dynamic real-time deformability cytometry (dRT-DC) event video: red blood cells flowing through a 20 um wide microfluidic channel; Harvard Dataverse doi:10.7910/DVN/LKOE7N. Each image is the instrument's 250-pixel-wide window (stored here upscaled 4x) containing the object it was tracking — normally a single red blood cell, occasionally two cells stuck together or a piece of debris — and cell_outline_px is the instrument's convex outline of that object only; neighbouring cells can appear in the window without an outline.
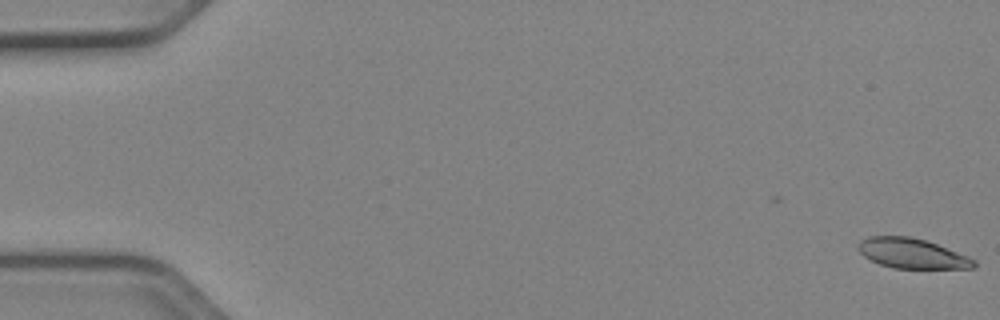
{"species": "Egyptian fruit bat (a non-hibernating species)", "species_latin": "Rousettus aegyptiacus", "temperature_condition": "cold", "stored_images_in_passage": 2, "camera_frame_rate_fps": 3000, "um_per_image_px": 0.085, "animal": {"sex": "female"}, "frame": {"image": 1, "passage_image": 2, "time_ms": 0.333, "image_size_px": [1000, 320], "cell_outline_px": [[976, 264], [972, 268], [892, 268], [880, 264], [864, 256], [860, 252], [860, 240], [868, 236], [908, 236], [924, 240], [936, 244], [968, 256], [976, 260]], "centroid_in_image_um": [77.53, 21.54], "position_along_channel_um": 7.5, "area_um2": 19.88}}